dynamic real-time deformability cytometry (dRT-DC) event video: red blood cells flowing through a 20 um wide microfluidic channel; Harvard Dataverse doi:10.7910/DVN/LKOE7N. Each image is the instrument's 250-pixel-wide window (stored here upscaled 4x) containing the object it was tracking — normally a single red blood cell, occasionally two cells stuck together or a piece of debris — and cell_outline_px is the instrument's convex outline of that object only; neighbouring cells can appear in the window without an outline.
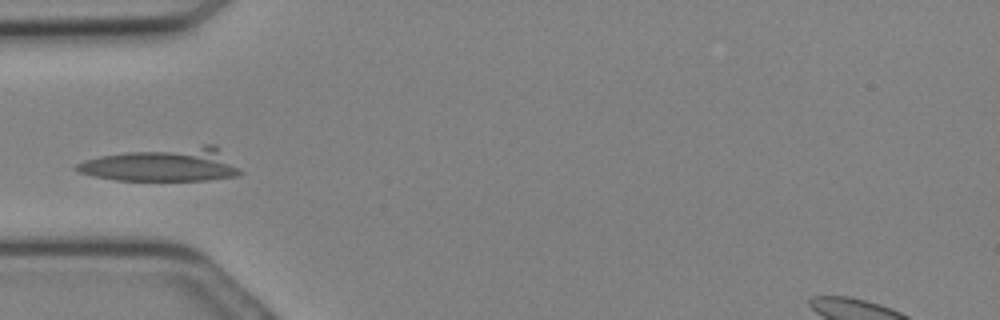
{"species": "Egyptian fruit bat (a non-hibernating species)", "species_latin": "Rousettus aegyptiacus", "temperature_condition": "cold", "stored_images_in_passage": 13, "camera_frame_rate_fps": 3000, "um_per_image_px": 0.085, "animal": {"sex": "female"}, "frame": {"image": 1, "passage_image": 8, "time_ms": 2.333, "image_size_px": [1000, 320], "cell_outline_px": [[244, 172], [236, 176], [208, 180], [116, 180], [92, 176], [80, 172], [72, 168], [76, 164], [84, 160], [100, 156], [128, 152], [204, 144], [216, 144]], "centroid_in_image_um": [13.89, 13.99], "position_along_channel_um": 71.1, "area_um2": 32.19}}
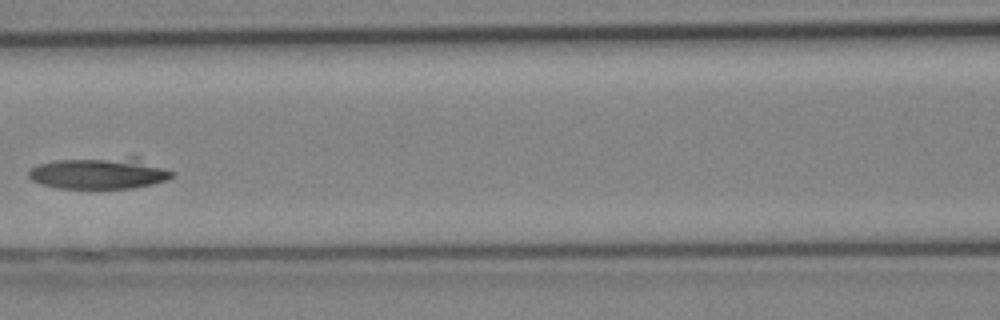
{"frame": {"image": 2, "passage_image": 12, "time_ms": 3.667, "image_size_px": [1000, 320], "cell_outline_px": [[172, 176], [164, 180], [152, 184], [132, 188], [100, 192], [56, 188], [40, 184], [32, 180], [28, 176], [28, 172], [32, 168], [40, 164], [56, 160], [128, 156], [140, 156], [172, 172]], "centroid_in_image_um": [8.43, 14.76], "position_along_channel_um": 158.2, "area_um2": 27.57}}